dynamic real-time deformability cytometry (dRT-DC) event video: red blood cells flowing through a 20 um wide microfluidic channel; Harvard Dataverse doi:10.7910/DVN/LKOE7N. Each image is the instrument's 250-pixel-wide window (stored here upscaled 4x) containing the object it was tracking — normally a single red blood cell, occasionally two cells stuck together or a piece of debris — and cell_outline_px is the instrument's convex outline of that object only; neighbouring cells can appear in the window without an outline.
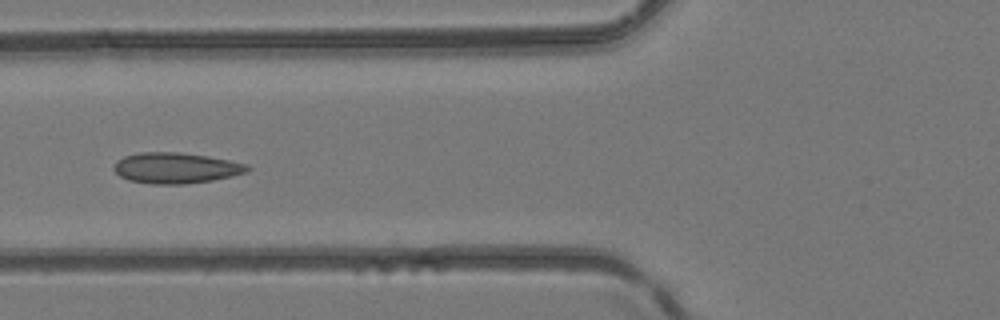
{"species": "common noctule bat (a hibernating species)", "species_latin": "Nyctalus noctula", "temperature_condition": "room temperature", "stored_images_in_passage": 5, "camera_frame_rate_fps": 3000, "um_per_image_px": 0.085, "animal": {"sex": "female", "body_mass_g": 24.6, "forearm_length_mm": 56.2}, "frame": {"image": 1, "passage_image": 5, "time_ms": 1.333, "image_size_px": [1000, 320], "cell_outline_px": [[252, 168], [244, 172], [232, 176], [212, 180], [184, 184], [152, 184], [128, 180], [120, 176], [112, 168], [116, 160], [124, 156], [140, 152], [176, 152], [208, 156], [248, 164]], "centroid_in_image_um": [14.92, 14.27], "position_along_channel_um": 110.9, "area_um2": 23.93}}